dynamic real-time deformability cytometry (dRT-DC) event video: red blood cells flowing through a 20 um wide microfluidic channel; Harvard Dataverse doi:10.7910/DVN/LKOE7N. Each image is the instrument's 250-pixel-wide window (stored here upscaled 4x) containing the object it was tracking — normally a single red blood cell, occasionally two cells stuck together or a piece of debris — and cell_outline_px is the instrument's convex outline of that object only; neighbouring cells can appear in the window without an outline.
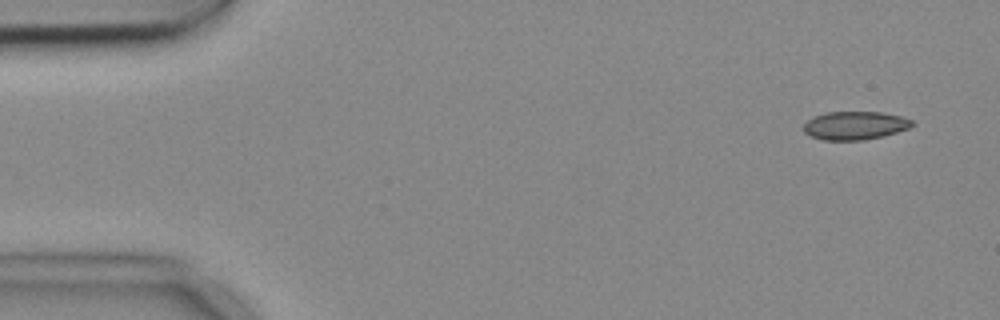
{"species": "common noctule bat (a hibernating species)", "species_latin": "Nyctalus noctula", "temperature_condition": "cold", "stored_images_in_passage": 4, "camera_frame_rate_fps": 3000, "um_per_image_px": 0.085, "animal": {"sex": "female", "body_mass_g": 18.4}, "frame": {"image": 1, "passage_image": 1, "time_ms": 0.0, "image_size_px": [1000, 320], "cell_outline_px": [[912, 124], [908, 128], [884, 136], [864, 140], [824, 140], [812, 136], [804, 132], [804, 124], [812, 116], [828, 112], [880, 112], [900, 116], [912, 120]], "centroid_in_image_um": [72.64, 10.67], "position_along_channel_um": 12.4, "area_um2": 17.74}}
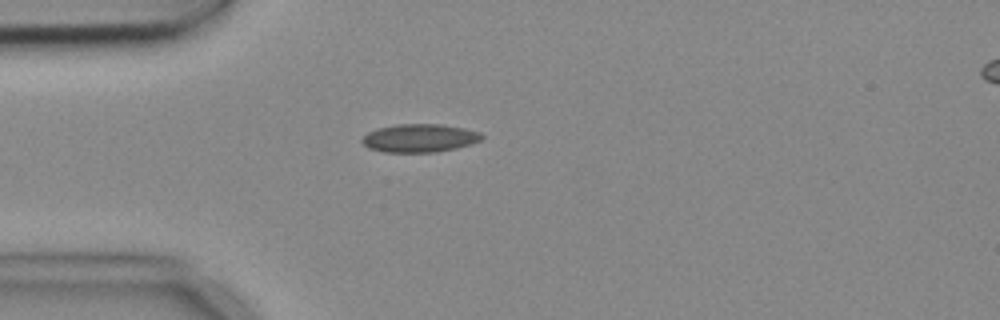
{"frame": {"image": 2, "passage_image": 4, "time_ms": 1.0, "image_size_px": [1000, 320], "cell_outline_px": [[484, 136], [480, 140], [472, 144], [456, 148], [436, 152], [384, 152], [368, 148], [360, 140], [368, 132], [376, 128], [396, 124], [440, 124], [464, 128], [480, 132]], "centroid_in_image_um": [35.65, 11.73], "position_along_channel_um": 49.3, "area_um2": 19.77}}